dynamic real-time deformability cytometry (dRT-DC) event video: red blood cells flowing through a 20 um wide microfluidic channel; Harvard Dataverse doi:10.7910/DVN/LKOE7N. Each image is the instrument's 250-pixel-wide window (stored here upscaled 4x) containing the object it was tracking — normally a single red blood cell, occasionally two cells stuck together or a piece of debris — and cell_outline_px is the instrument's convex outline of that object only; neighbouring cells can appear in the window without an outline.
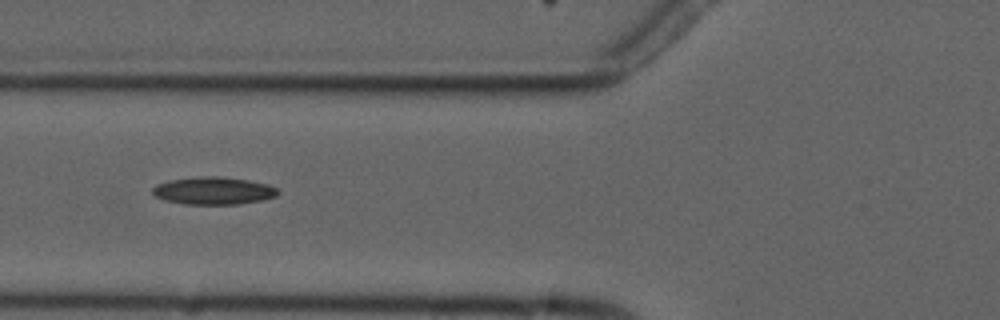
{"species": "common noctule bat (a hibernating species)", "species_latin": "Nyctalus noctula", "temperature_condition": "cold", "stored_images_in_passage": 5, "camera_frame_rate_fps": 3000, "um_per_image_px": 0.085, "animal": {"sex": "male", "forearm_length_mm": 52.5}, "frame": {"image": 1, "passage_image": 5, "time_ms": 4.667, "image_size_px": [1000, 320], "cell_outline_px": [[280, 192], [276, 196], [264, 200], [240, 204], [184, 204], [164, 200], [156, 196], [152, 192], [152, 188], [156, 184], [168, 180], [200, 176], [220, 176], [248, 180], [268, 184], [276, 188]], "centroid_in_image_um": [18.15, 16.21], "position_along_channel_um": 107.7, "area_um2": 20.29}}